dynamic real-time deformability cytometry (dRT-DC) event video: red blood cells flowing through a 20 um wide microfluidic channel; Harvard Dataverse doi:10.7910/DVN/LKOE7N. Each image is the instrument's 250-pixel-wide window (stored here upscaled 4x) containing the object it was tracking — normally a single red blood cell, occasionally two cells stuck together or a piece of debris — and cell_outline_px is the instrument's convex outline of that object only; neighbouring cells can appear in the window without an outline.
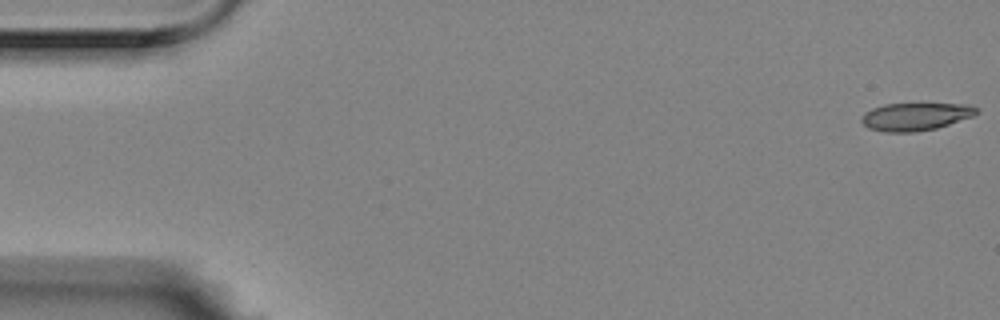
{"species": "Egyptian fruit bat (a non-hibernating species)", "species_latin": "Rousettus aegyptiacus", "temperature_condition": "room temperature", "stored_images_in_passage": 5, "camera_frame_rate_fps": 3000, "um_per_image_px": 0.085, "animal": {"sex": "female"}, "frame": {"image": 1, "passage_image": 1, "time_ms": 0.0, "image_size_px": [1000, 320], "cell_outline_px": [[980, 112], [972, 116], [936, 128], [916, 132], [884, 132], [868, 128], [860, 120], [860, 116], [864, 112], [872, 108], [884, 104], [968, 104], [976, 108]], "centroid_in_image_um": [77.76, 9.91], "position_along_channel_um": 7.2, "area_um2": 18.55}}
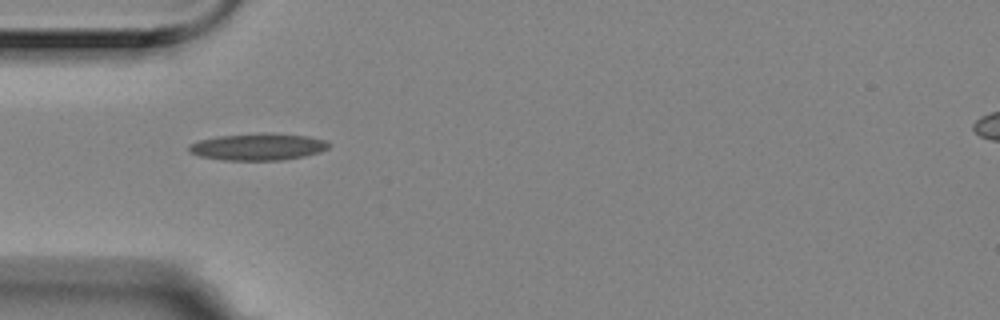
{"frame": {"image": 2, "passage_image": 5, "time_ms": 1.333, "image_size_px": [1000, 320], "cell_outline_px": [[332, 144], [328, 148], [320, 152], [304, 156], [284, 160], [224, 160], [200, 156], [188, 152], [188, 144], [200, 140], [216, 136], [264, 132], [308, 136], [324, 140]], "centroid_in_image_um": [21.92, 12.47], "position_along_channel_um": 63.1, "area_um2": 22.14}}